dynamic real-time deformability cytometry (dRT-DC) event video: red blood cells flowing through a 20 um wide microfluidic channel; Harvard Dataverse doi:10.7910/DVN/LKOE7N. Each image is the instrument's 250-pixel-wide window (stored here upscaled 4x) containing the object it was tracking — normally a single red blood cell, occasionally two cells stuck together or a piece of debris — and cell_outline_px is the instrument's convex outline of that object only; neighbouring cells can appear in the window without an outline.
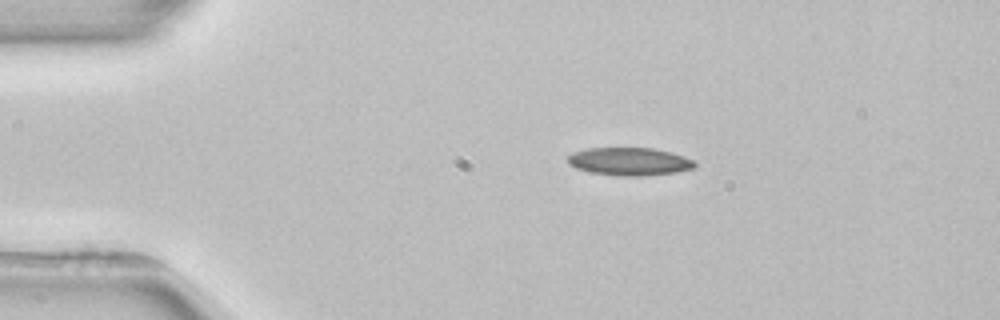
{"species": "common noctule bat (a hibernating species)", "species_latin": "Nyctalus noctula", "temperature_condition": "room temperature", "stored_images_in_passage": 2, "camera_frame_rate_fps": 3000, "um_per_image_px": 0.085, "animal": {"sex": "female", "body_mass_g": 22.7, "forearm_length_mm": 54.2}, "frame": {"image": 1, "passage_image": 1, "time_ms": 0.0, "image_size_px": [1000, 320], "cell_outline_px": [[696, 168], [676, 172], [640, 176], [624, 176], [592, 172], [576, 168], [568, 164], [568, 156], [572, 152], [588, 148], [652, 148], [672, 152], [696, 160]], "centroid_in_image_um": [53.54, 13.72], "position_along_channel_um": 31.5, "area_um2": 20.69}}